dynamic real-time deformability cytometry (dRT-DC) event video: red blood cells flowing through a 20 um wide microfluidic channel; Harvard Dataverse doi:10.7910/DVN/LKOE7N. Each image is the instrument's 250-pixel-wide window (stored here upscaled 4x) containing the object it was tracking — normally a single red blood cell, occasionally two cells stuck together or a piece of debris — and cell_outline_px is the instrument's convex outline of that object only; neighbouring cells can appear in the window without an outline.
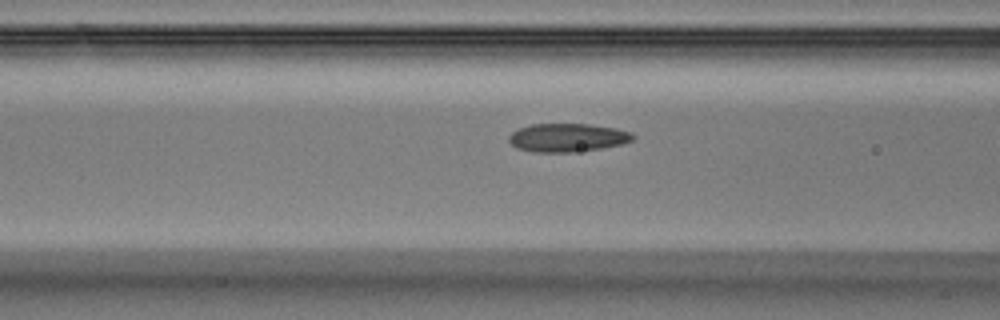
{"species": "Egyptian fruit bat (a non-hibernating species)", "species_latin": "Rousettus aegyptiacus", "temperature_condition": "warm", "stored_images_in_passage": 18, "segment_of_instrument_passage": [2, 2], "camera_frame_rate_fps": 3000, "um_per_image_px": 0.085, "animal": {"sex": "male"}, "frame": {"image": 1, "passage_image": 17, "time_ms": 5.333, "image_size_px": [1000, 320], "cell_outline_px": [[636, 136], [632, 140], [620, 144], [600, 148], [572, 152], [536, 152], [516, 148], [508, 140], [508, 136], [516, 128], [532, 124], [588, 124], [616, 128], [632, 132]], "centroid_in_image_um": [48.2, 11.69], "position_along_channel_um": 118.4, "area_um2": 20.52}}